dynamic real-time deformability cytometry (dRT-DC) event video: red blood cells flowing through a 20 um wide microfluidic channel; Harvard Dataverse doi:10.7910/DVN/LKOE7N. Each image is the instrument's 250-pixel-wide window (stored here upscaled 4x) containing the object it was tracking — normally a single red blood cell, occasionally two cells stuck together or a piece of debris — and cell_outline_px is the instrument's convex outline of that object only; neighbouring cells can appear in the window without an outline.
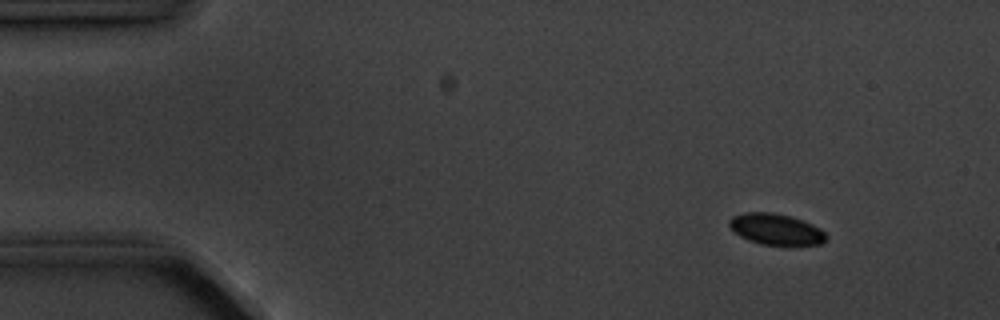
{"species": "common noctule bat (a hibernating species)", "species_latin": "Nyctalus noctula", "temperature_condition": "cold", "stored_images_in_passage": 4, "camera_frame_rate_fps": 3000, "um_per_image_px": 0.085, "animal": {"sex": "male", "body_mass_g": 20.1, "forearm_length_mm": 53.5}, "frame": {"image": 1, "passage_image": 2, "time_ms": 1.0, "image_size_px": [1000, 320], "cell_outline_px": [[828, 236], [820, 244], [796, 248], [760, 244], [748, 240], [740, 236], [728, 224], [728, 220], [732, 216], [744, 212], [772, 212], [792, 216], [812, 224], [820, 228]], "centroid_in_image_um": [66.0, 19.52], "position_along_channel_um": 19.0, "area_um2": 18.26}}